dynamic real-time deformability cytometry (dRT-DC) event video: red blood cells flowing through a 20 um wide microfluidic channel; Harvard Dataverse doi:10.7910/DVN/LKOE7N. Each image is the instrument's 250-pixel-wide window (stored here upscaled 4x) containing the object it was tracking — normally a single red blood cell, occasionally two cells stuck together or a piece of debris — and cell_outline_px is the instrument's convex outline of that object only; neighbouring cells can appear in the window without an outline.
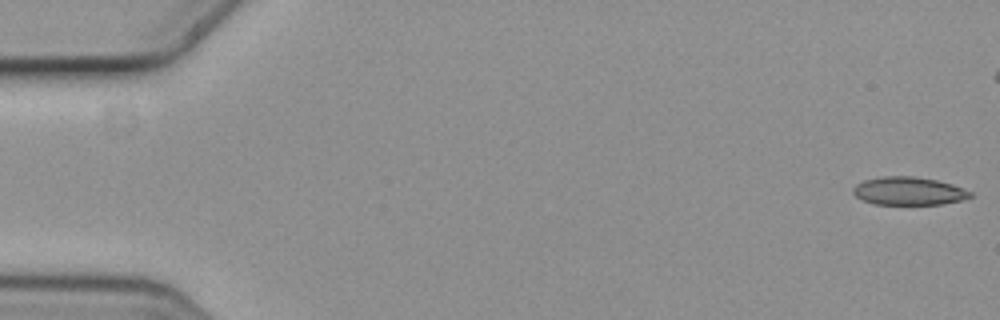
{"species": "common noctule bat (a hibernating species)", "species_latin": "Nyctalus noctula", "temperature_condition": "cold", "stored_images_in_passage": 7, "camera_frame_rate_fps": 3000, "um_per_image_px": 0.085, "animal": {"sex": "female", "body_mass_g": 19.3, "forearm_length_mm": 54.1}, "frame": {"image": 1, "passage_image": 1, "time_ms": 0.0, "image_size_px": [1000, 320], "cell_outline_px": [[972, 196], [960, 200], [940, 204], [876, 204], [864, 200], [856, 196], [852, 192], [852, 188], [856, 184], [864, 180], [880, 176], [912, 176], [936, 180], [952, 184], [972, 192]], "centroid_in_image_um": [77.21, 16.23], "position_along_channel_um": 7.8, "area_um2": 19.02}}
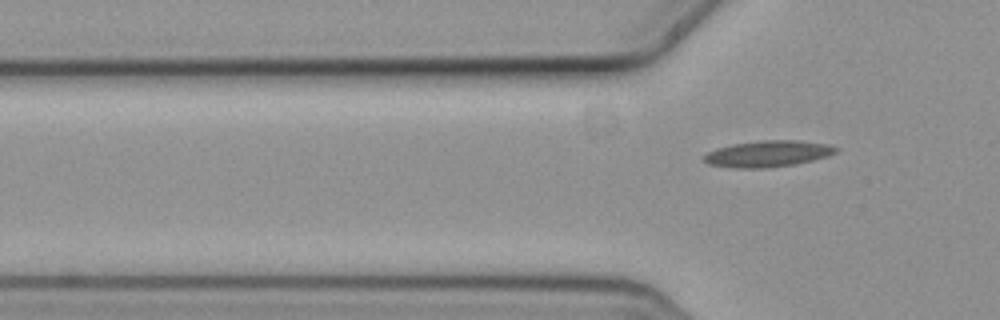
{"frame": {"image": 2, "passage_image": 7, "time_ms": 2.0, "image_size_px": [1000, 320], "cell_outline_px": [[840, 152], [828, 156], [812, 160], [792, 164], [764, 168], [732, 168], [708, 164], [704, 160], [704, 156], [708, 152], [716, 148], [732, 144], [760, 140], [796, 140], [828, 144], [840, 148]], "centroid_in_image_um": [65.29, 13.06], "position_along_channel_um": 60.5, "area_um2": 20.29}}